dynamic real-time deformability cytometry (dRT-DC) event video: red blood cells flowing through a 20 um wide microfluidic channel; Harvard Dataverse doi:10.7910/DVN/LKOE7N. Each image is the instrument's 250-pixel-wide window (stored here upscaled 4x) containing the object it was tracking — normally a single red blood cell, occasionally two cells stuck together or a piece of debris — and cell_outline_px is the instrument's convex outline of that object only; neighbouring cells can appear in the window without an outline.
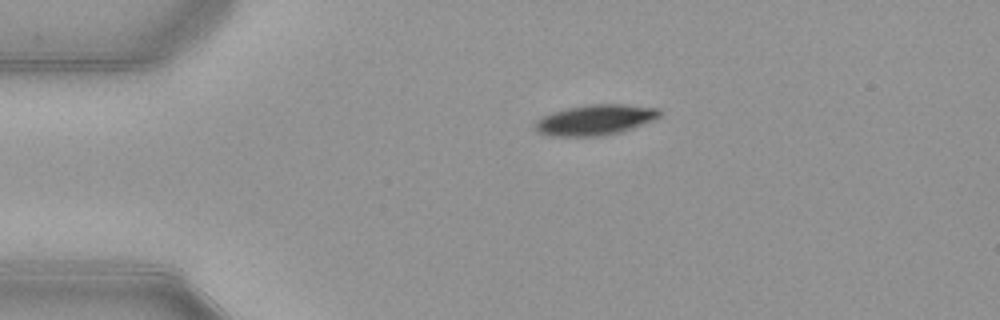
{"species": "common noctule bat (a hibernating species)", "species_latin": "Nyctalus noctula", "temperature_condition": "warm", "stored_images_in_passage": 43, "camera_frame_rate_fps": 3000, "um_per_image_px": 0.085, "animal": {"sex": "female", "body_mass_g": 21.9}, "frame": {"image": 1, "passage_image": 1, "time_ms": 0.0, "image_size_px": [1000, 320], "cell_outline_px": [[660, 116], [652, 120], [632, 128], [620, 132], [604, 136], [552, 136], [540, 132], [536, 128], [536, 120], [552, 112], [568, 108], [592, 104], [624, 104], [660, 108]], "centroid_in_image_um": [50.62, 10.19], "position_along_channel_um": 34.4, "area_um2": 21.85}}
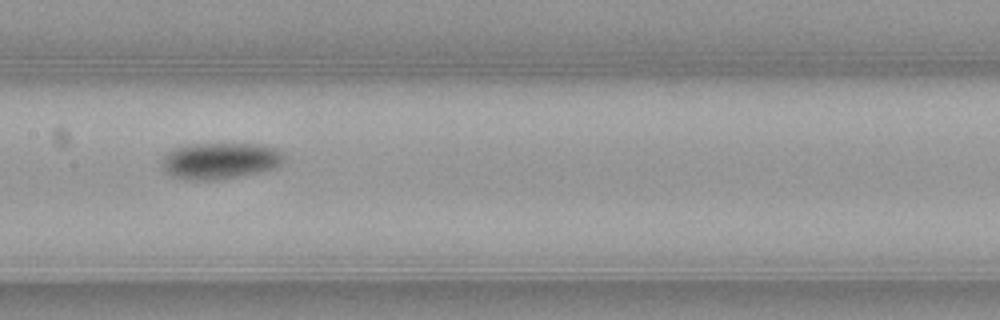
{"frame": {"image": 2, "passage_image": 16, "time_ms": 5.0, "image_size_px": [1000, 320], "cell_outline_px": [[284, 160], [276, 168], [236, 176], [212, 180], [196, 180], [172, 176], [164, 172], [160, 160], [172, 148], [188, 144], [260, 144], [276, 148], [284, 152]], "centroid_in_image_um": [18.69, 13.65], "position_along_channel_um": 188.7, "area_um2": 25.89}}
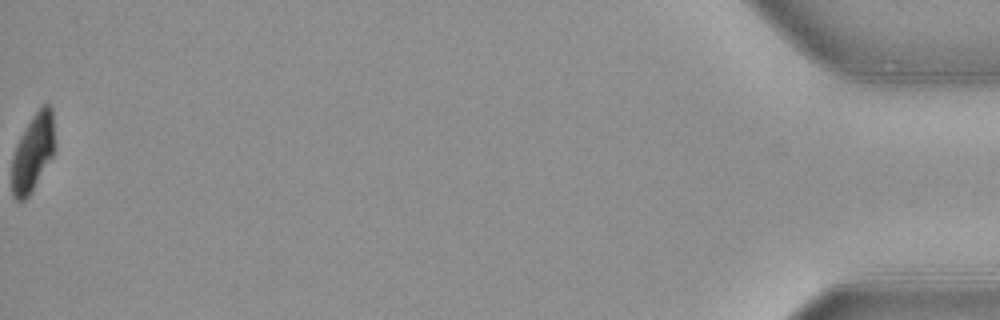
{"frame": {"image": 3, "passage_image": 43, "time_ms": 14.0, "image_size_px": [1000, 320], "cell_outline_px": [[56, 148], [52, 156], [32, 192], [24, 200], [16, 200], [12, 196], [12, 156], [16, 144], [20, 136], [32, 116], [40, 104], [48, 104], [52, 108], [56, 144]], "centroid_in_image_um": [2.81, 12.93], "position_along_channel_um": 432.4, "area_um2": 19.77}, "authors_computed_cell_mechanics": {"area_um2": 24.3338, "velocity_mm_per_s": 3.9027, "shape_relaxation_time_tau1_ms": 3.2333, "shape_relaxation_time_tau2_ms": 11.0292, "deformation_change_tau1": 0.1179, "deformation_change_tau2": 0.0961}}